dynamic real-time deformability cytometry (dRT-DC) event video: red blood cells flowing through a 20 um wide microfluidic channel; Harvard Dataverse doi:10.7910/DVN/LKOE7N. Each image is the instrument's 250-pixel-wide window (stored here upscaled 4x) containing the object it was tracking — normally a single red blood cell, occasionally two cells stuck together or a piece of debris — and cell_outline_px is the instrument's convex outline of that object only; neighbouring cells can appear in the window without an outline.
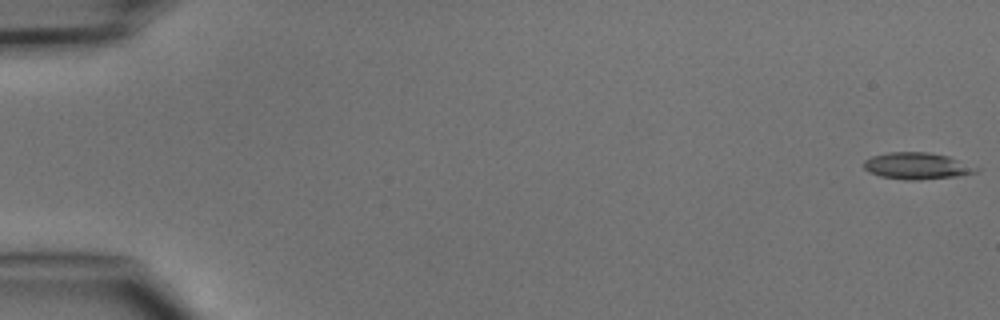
{"species": "common noctule bat (a hibernating species)", "species_latin": "Nyctalus noctula", "temperature_condition": "cold", "stored_images_in_passage": 5, "camera_frame_rate_fps": 3000, "um_per_image_px": 0.085, "animal": {"sex": "male", "body_mass_g": 15.6}, "frame": {"image": 1, "passage_image": 1, "time_ms": 0.0, "image_size_px": [1000, 320], "cell_outline_px": [[980, 172], [956, 176], [916, 180], [904, 180], [880, 176], [868, 172], [864, 168], [864, 160], [872, 156], [888, 152], [928, 152], [948, 156], [980, 168]], "centroid_in_image_um": [77.94, 14.1], "position_along_channel_um": 7.1, "area_um2": 17.51}}
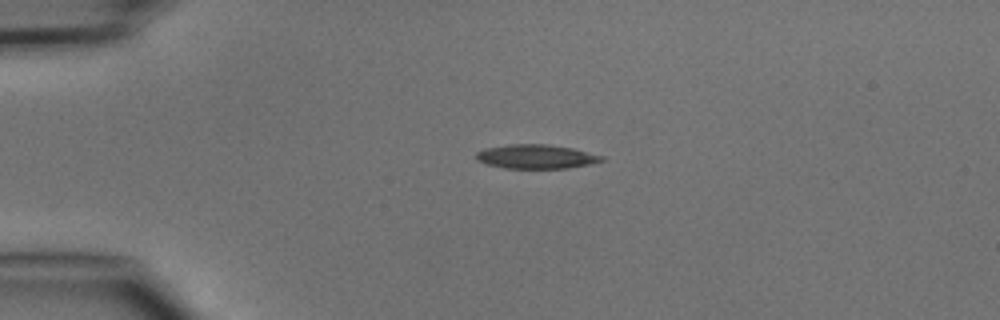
{"frame": {"image": 2, "passage_image": 4, "time_ms": 3.667, "image_size_px": [1000, 320], "cell_outline_px": [[604, 160], [588, 164], [568, 168], [504, 168], [484, 164], [476, 160], [476, 152], [484, 148], [508, 144], [548, 144], [572, 148], [604, 156]], "centroid_in_image_um": [45.51, 13.3], "position_along_channel_um": 39.5, "area_um2": 17.69}}